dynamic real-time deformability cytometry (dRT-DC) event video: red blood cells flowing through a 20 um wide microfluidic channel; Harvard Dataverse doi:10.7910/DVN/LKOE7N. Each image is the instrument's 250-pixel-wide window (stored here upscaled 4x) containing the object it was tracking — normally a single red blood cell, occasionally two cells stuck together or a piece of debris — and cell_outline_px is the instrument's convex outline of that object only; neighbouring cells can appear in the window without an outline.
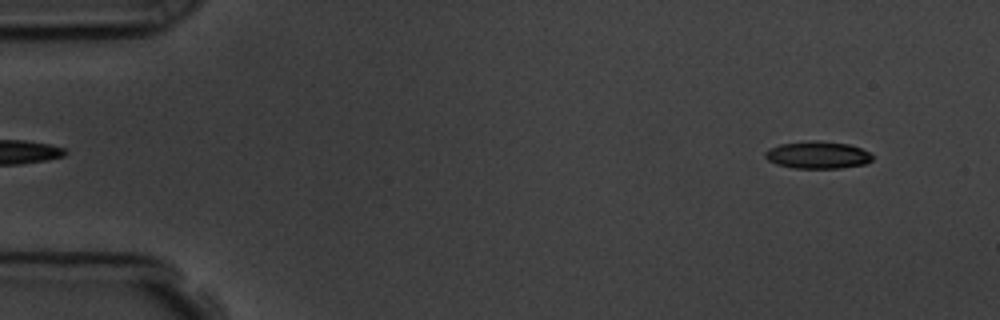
{"species": "common noctule bat (a hibernating species)", "species_latin": "Nyctalus noctula", "temperature_condition": "room temperature", "stored_images_in_passage": 56, "camera_frame_rate_fps": 3000, "um_per_image_px": 0.085, "animal": {"sex": "male", "body_mass_g": 19.5, "forearm_length_mm": 54.6}, "frame": {"image": 1, "passage_image": 4, "time_ms": 1.0, "image_size_px": [1000, 320], "cell_outline_px": [[872, 160], [864, 164], [840, 168], [792, 168], [776, 164], [768, 160], [764, 156], [764, 152], [768, 148], [780, 144], [812, 140], [816, 140], [848, 144], [860, 148], [868, 152], [872, 156]], "centroid_in_image_um": [69.45, 13.17], "position_along_channel_um": 15.5, "area_um2": 17.05}}
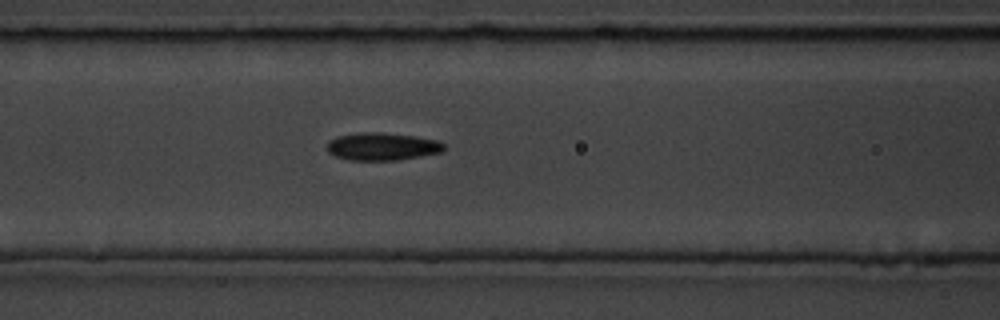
{"frame": {"image": 2, "passage_image": 23, "time_ms": 7.333, "image_size_px": [1000, 320], "cell_outline_px": [[444, 148], [440, 152], [400, 160], [348, 160], [336, 156], [328, 152], [328, 140], [336, 136], [360, 132], [384, 132], [416, 136], [440, 140], [444, 144]], "centroid_in_image_um": [32.48, 12.44], "position_along_channel_um": 134.1, "area_um2": 19.02}}
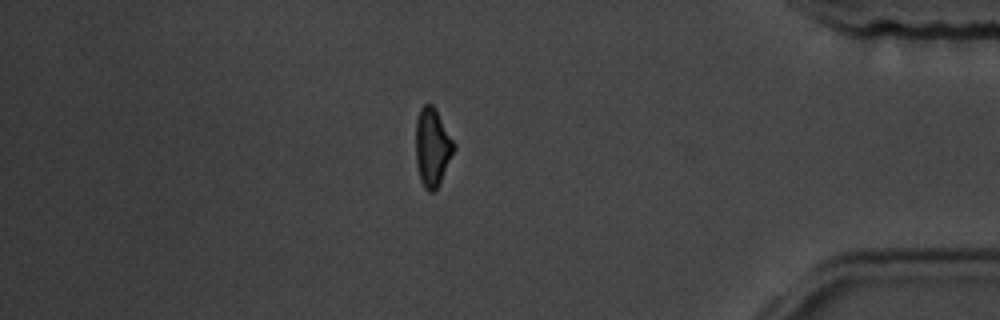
{"frame": {"image": 3, "passage_image": 48, "time_ms": 15.667, "image_size_px": [1000, 320], "cell_outline_px": [[456, 148], [440, 184], [432, 192], [428, 192], [424, 188], [420, 180], [416, 164], [416, 120], [420, 108], [424, 104], [432, 104], [436, 108], [456, 144]], "centroid_in_image_um": [36.76, 12.51], "position_along_channel_um": 398.4, "area_um2": 17.74}, "authors_computed_cell_mechanics": {"area_um2": 17.8602, "velocity_mm_per_s": 3.596, "shape_relaxation_time_tau1_ms": 5.1119, "shape_relaxation_time_tau2_ms": 4.1939, "deformation_change_tau1": 0.1296, "deformation_change_tau2": 0.1088}}